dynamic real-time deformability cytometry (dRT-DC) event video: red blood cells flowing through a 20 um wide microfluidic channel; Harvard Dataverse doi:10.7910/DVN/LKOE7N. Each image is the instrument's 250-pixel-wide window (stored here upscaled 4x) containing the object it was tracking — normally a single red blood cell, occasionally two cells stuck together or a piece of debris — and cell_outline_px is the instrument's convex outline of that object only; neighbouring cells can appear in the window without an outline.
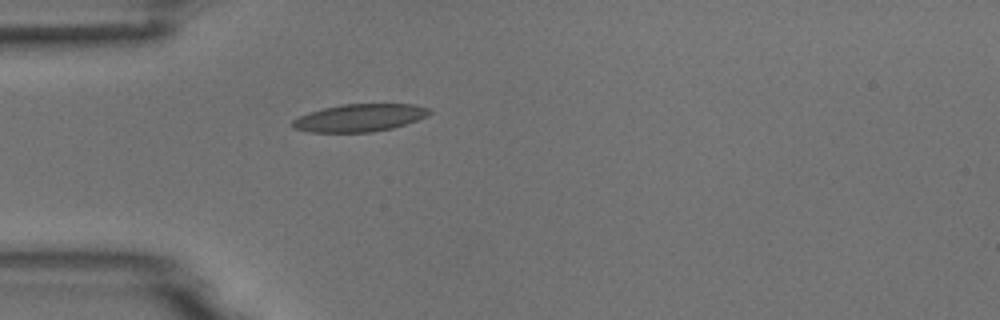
{"species": "common noctule bat (a hibernating species)", "species_latin": "Nyctalus noctula", "temperature_condition": "room temperature", "stored_images_in_passage": 5, "camera_frame_rate_fps": 3000, "um_per_image_px": 0.085, "animal": {"sex": "male", "body_mass_g": 18.8}, "frame": {"image": 1, "passage_image": 5, "time_ms": 4.667, "image_size_px": [1000, 320], "cell_outline_px": [[432, 112], [428, 116], [392, 128], [372, 132], [312, 132], [292, 128], [292, 120], [308, 112], [340, 104], [412, 104], [428, 108]], "centroid_in_image_um": [30.55, 10.01], "position_along_channel_um": 54.4, "area_um2": 21.91}}